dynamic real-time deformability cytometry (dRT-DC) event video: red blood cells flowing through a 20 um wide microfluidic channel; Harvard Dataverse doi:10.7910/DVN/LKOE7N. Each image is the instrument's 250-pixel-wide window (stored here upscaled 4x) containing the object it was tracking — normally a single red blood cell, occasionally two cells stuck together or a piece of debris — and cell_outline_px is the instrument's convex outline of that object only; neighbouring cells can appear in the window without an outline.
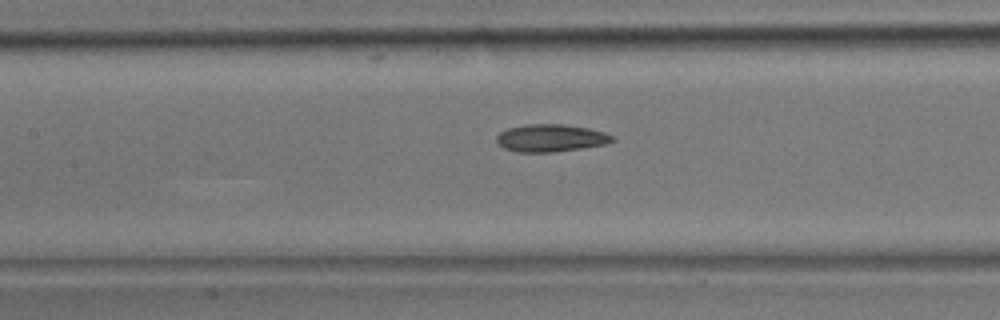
{"species": "common noctule bat (a hibernating species)", "species_latin": "Nyctalus noctula", "temperature_condition": "room temperature", "stored_images_in_passage": 17, "segment_of_instrument_passage": [2, 2], "camera_frame_rate_fps": 3000, "um_per_image_px": 0.085, "animal": {"sex": "male", "body_mass_g": 17.9}, "frame": {"image": 1, "passage_image": 17, "time_ms": 5.333, "image_size_px": [1000, 320], "cell_outline_px": [[616, 140], [608, 144], [556, 152], [516, 152], [504, 148], [496, 140], [496, 136], [500, 132], [508, 128], [524, 124], [564, 124], [588, 128], [604, 132], [612, 136]], "centroid_in_image_um": [46.82, 11.73], "position_along_channel_um": 160.6, "area_um2": 18.67}}